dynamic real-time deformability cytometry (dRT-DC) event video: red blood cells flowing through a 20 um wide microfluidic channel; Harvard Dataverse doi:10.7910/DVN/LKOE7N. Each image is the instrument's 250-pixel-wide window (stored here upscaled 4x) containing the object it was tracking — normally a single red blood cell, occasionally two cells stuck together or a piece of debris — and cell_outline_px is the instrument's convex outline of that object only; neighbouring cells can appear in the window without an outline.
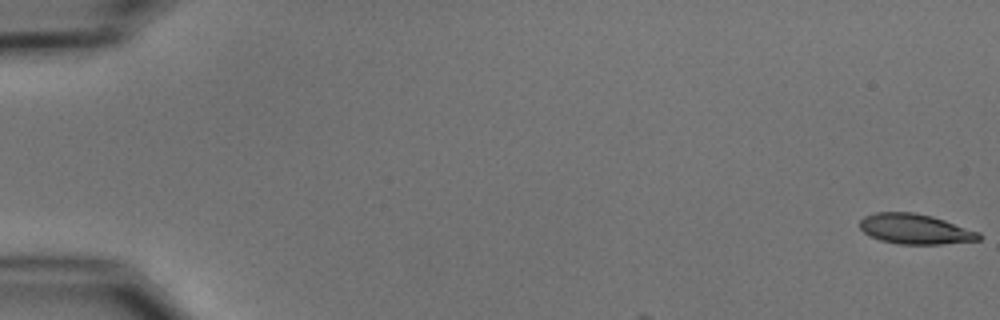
{"species": "common noctule bat (a hibernating species)", "species_latin": "Nyctalus noctula", "temperature_condition": "cold", "stored_images_in_passage": 4, "camera_frame_rate_fps": 3000, "um_per_image_px": 0.085, "animal": {"sex": "male", "body_mass_g": 15.6}, "frame": {"image": 1, "passage_image": 1, "time_ms": 0.0, "image_size_px": [1000, 320], "cell_outline_px": [[980, 240], [940, 244], [896, 244], [880, 240], [864, 232], [860, 228], [860, 220], [864, 216], [876, 212], [912, 212], [932, 216], [980, 232]], "centroid_in_image_um": [77.77, 19.46], "position_along_channel_um": 7.2, "area_um2": 20.81}}